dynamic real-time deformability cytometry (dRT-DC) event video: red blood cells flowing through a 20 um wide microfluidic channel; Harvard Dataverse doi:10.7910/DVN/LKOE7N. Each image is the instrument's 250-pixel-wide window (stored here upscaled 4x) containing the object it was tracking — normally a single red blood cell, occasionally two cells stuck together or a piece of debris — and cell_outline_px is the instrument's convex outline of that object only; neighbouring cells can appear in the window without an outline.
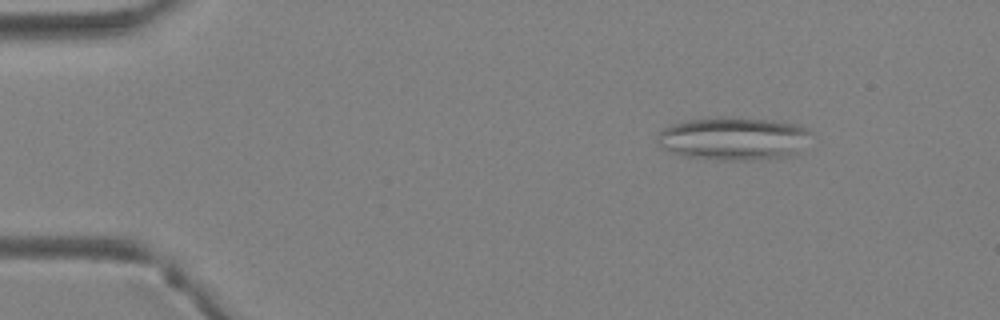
{"species": "Egyptian fruit bat (a non-hibernating species)", "species_latin": "Rousettus aegyptiacus", "temperature_condition": "warm", "stored_images_in_passage": 36, "camera_frame_rate_fps": 3000, "um_per_image_px": 0.085, "animal": {"sex": "female"}, "frame": {"image": 1, "passage_image": 1, "time_ms": 0.0, "image_size_px": [1000, 320], "cell_outline_px": [[812, 132], [792, 152], [784, 156], [748, 160], [712, 160], [680, 156], [660, 148], [656, 144], [656, 136], [664, 128], [672, 124], [684, 120], [716, 116], [732, 116], [776, 120], [796, 124], [808, 128]], "centroid_in_image_um": [62.19, 11.75], "position_along_channel_um": 22.8, "area_um2": 38.84}}
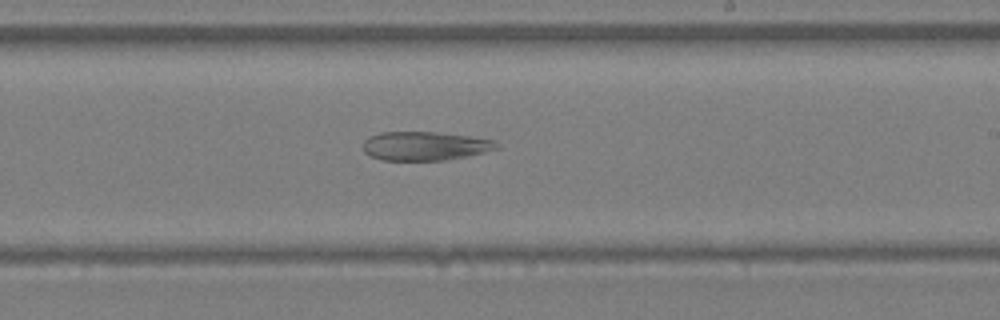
{"frame": {"image": 2, "passage_image": 20, "time_ms": 6.333, "image_size_px": [1000, 320], "cell_outline_px": [[500, 148], [484, 152], [448, 160], [380, 160], [364, 152], [364, 140], [368, 136], [380, 132], [436, 132], [468, 136], [496, 140], [500, 144]], "centroid_in_image_um": [36.14, 12.4], "position_along_channel_um": 252.9, "area_um2": 22.54}}
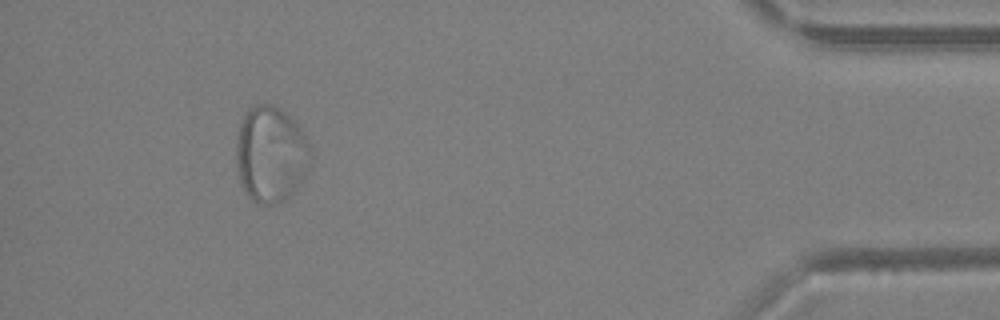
{"frame": {"image": 3, "passage_image": 33, "time_ms": 10.667, "image_size_px": [1000, 320], "cell_outline_px": [[312, 156], [304, 176], [296, 188], [284, 200], [276, 204], [256, 204], [248, 196], [240, 180], [236, 164], [236, 144], [240, 124], [248, 108], [256, 104], [268, 104], [284, 112], [304, 132], [308, 140]], "centroid_in_image_um": [23.01, 13.13], "position_along_channel_um": 412.2, "area_um2": 41.44}}